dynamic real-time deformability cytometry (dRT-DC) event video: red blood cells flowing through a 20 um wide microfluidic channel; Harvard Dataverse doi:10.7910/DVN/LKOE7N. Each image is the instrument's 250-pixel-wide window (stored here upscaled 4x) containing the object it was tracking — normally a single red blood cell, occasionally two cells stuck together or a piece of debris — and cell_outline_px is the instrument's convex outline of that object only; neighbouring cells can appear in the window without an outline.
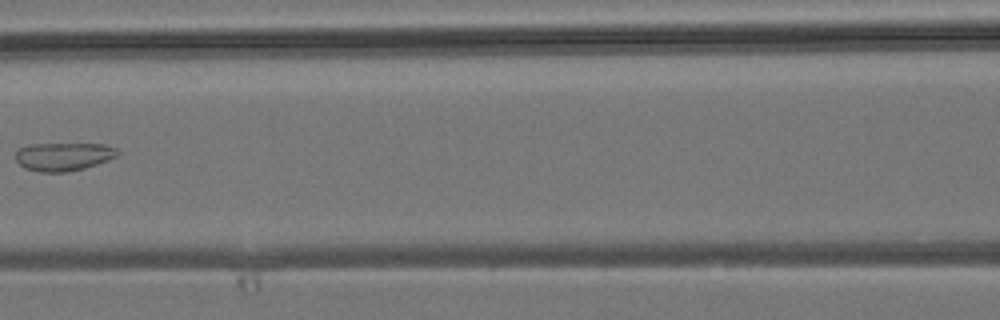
{"species": "common noctule bat (a hibernating species)", "species_latin": "Nyctalus noctula", "temperature_condition": "room temperature", "stored_images_in_passage": 4, "camera_frame_rate_fps": 3000, "um_per_image_px": 0.085, "animal": {"sex": "male", "body_mass_g": 19.2, "forearm_length_mm": 51.8}, "frame": {"image": 1, "passage_image": 4, "time_ms": 7.0, "image_size_px": [1000, 320], "cell_outline_px": [[120, 152], [116, 156], [108, 160], [84, 168], [68, 172], [40, 172], [24, 168], [16, 160], [16, 152], [20, 148], [32, 144], [104, 144], [116, 148]], "centroid_in_image_um": [5.4, 13.31], "position_along_channel_um": 161.2, "area_um2": 16.7}}